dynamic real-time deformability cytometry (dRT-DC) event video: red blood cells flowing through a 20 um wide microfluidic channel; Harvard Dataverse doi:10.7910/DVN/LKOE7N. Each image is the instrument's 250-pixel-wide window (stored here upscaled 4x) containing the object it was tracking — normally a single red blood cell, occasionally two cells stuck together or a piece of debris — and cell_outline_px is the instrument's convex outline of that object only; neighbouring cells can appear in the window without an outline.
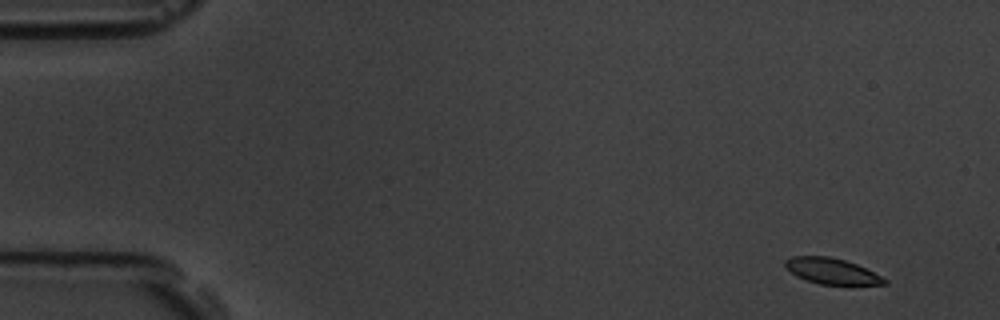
{"species": "common noctule bat (a hibernating species)", "species_latin": "Nyctalus noctula", "temperature_condition": "room temperature", "stored_images_in_passage": 6, "camera_frame_rate_fps": 3000, "um_per_image_px": 0.085, "animal": {"sex": "male", "body_mass_g": 19.5, "forearm_length_mm": 54.6}, "frame": {"image": 1, "passage_image": 1, "time_ms": 0.0, "image_size_px": [1000, 320], "cell_outline_px": [[888, 284], [852, 288], [820, 284], [796, 276], [784, 268], [784, 260], [792, 256], [828, 256], [844, 260], [856, 264], [888, 280]], "centroid_in_image_um": [70.75, 23.11], "position_along_channel_um": 14.3, "area_um2": 15.72}}
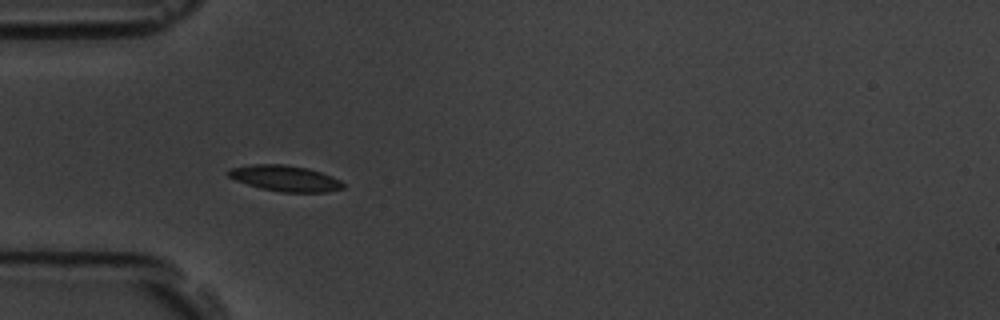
{"frame": {"image": 2, "passage_image": 5, "time_ms": 4.667, "image_size_px": [1000, 320], "cell_outline_px": [[344, 188], [328, 192], [280, 192], [260, 188], [236, 180], [228, 176], [228, 172], [232, 168], [252, 164], [284, 164], [308, 168], [332, 176], [340, 180], [344, 184]], "centroid_in_image_um": [24.27, 15.16], "position_along_channel_um": 60.7, "area_um2": 17.22}}
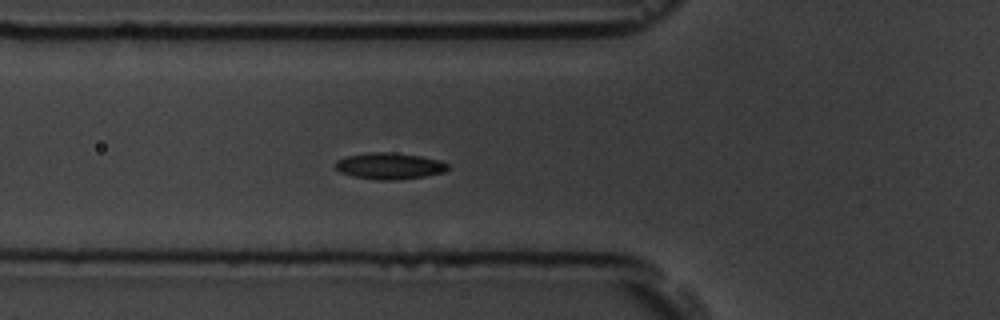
{"frame": {"image": 3, "passage_image": 6, "time_ms": 5.667, "image_size_px": [1000, 320], "cell_outline_px": [[448, 168], [444, 172], [424, 176], [396, 180], [376, 180], [356, 176], [340, 172], [336, 168], [336, 160], [344, 156], [368, 152], [392, 152], [420, 156], [440, 160], [448, 164]], "centroid_in_image_um": [33.09, 14.1], "position_along_channel_um": 92.7, "area_um2": 17.28}}